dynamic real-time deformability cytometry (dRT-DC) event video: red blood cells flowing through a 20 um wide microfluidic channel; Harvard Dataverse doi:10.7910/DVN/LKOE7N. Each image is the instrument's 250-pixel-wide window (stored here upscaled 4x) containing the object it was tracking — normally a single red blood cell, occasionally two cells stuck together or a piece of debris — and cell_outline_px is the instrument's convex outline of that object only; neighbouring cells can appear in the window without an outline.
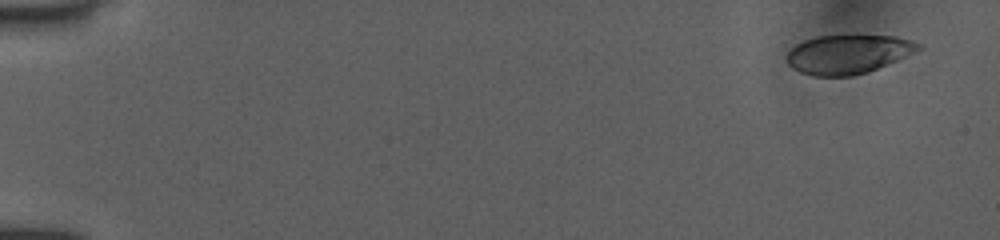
{"species": "human", "species_latin": "Homo sapiens", "temperature_condition": "room temperature", "stored_images_in_passage": 18, "camera_frame_rate_fps": 3000, "um_per_image_px": 0.085, "donor": {"sex": "female"}, "frame": {"image": 1, "passage_image": 1, "time_ms": 0.0, "image_size_px": [1000, 240], "cell_outline_px": [[924, 48], [868, 72], [852, 76], [812, 76], [800, 72], [792, 68], [788, 64], [788, 52], [796, 44], [804, 40], [816, 36], [896, 36], [912, 40], [920, 44]], "centroid_in_image_um": [72.09, 4.61], "position_along_channel_um": 12.9, "area_um2": 29.71}}
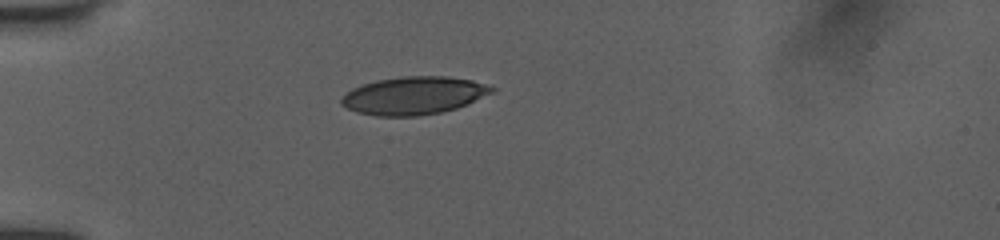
{"frame": {"image": 2, "passage_image": 15, "time_ms": 4.333, "image_size_px": [1000, 240], "cell_outline_px": [[496, 92], [468, 104], [456, 108], [440, 112], [416, 116], [376, 116], [356, 112], [340, 104], [340, 96], [352, 88], [376, 80], [404, 76], [448, 76], [472, 80], [496, 88]], "centroid_in_image_um": [35.17, 8.12], "position_along_channel_um": 49.8, "area_um2": 33.41}}